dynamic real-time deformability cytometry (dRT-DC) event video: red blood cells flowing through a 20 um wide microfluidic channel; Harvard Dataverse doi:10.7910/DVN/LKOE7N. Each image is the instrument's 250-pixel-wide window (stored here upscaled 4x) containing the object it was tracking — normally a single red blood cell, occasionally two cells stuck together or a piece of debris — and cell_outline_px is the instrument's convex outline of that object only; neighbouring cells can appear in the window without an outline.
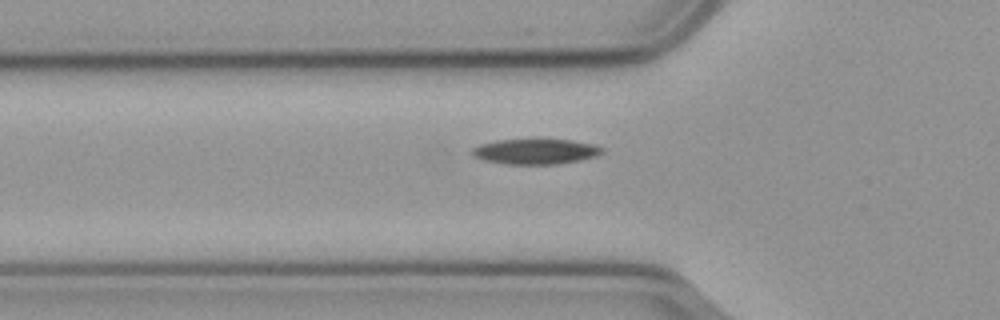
{"species": "common noctule bat (a hibernating species)", "species_latin": "Nyctalus noctula", "temperature_condition": "cold", "stored_images_in_passage": 38, "camera_frame_rate_fps": 3000, "um_per_image_px": 0.085, "animal": {"sex": "male", "body_mass_g": 23.1, "forearm_length_mm": 52.7}, "frame": {"image": 1, "passage_image": 4, "time_ms": 1.0, "image_size_px": [1000, 320], "cell_outline_px": [[604, 152], [596, 156], [580, 160], [556, 164], [504, 164], [484, 160], [472, 156], [472, 148], [480, 144], [496, 140], [536, 136], [572, 140], [596, 144], [604, 148]], "centroid_in_image_um": [45.53, 12.82], "position_along_channel_um": 80.3, "area_um2": 20.29}}
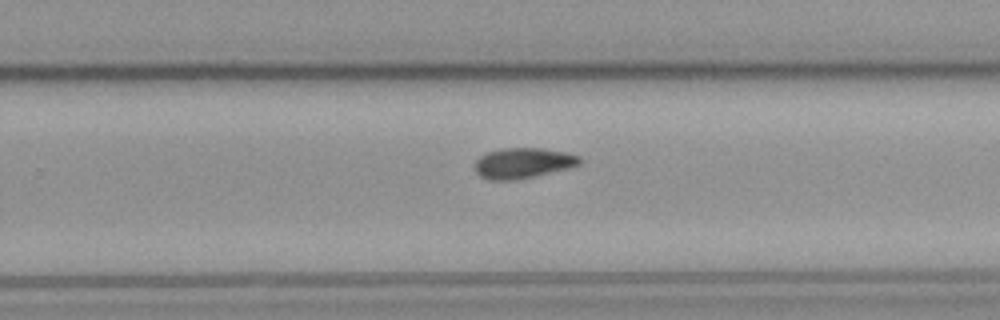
{"frame": {"image": 2, "passage_image": 21, "time_ms": 6.667, "image_size_px": [1000, 320], "cell_outline_px": [[580, 164], [568, 168], [536, 176], [516, 180], [488, 180], [480, 176], [476, 172], [476, 160], [480, 156], [488, 152], [500, 148], [540, 148], [564, 152], [580, 156]], "centroid_in_image_um": [44.44, 13.86], "position_along_channel_um": 285.4, "area_um2": 18.55}}
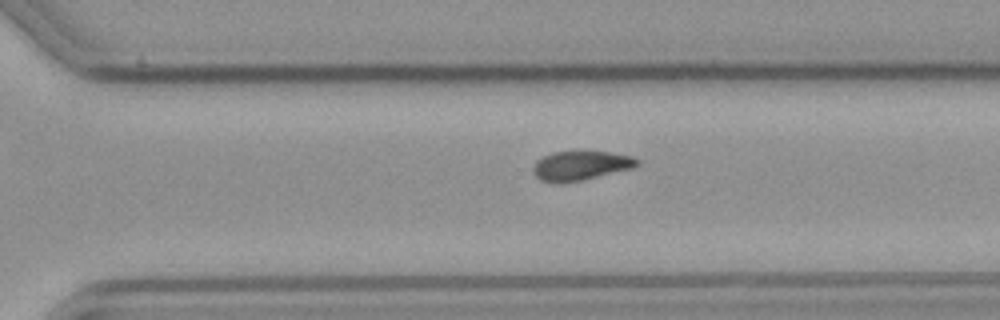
{"frame": {"image": 3, "passage_image": 24, "time_ms": 7.667, "image_size_px": [1000, 320], "cell_outline_px": [[640, 164], [632, 168], [580, 180], [560, 184], [556, 184], [540, 180], [532, 172], [532, 168], [536, 160], [552, 152], [608, 152], [632, 156], [640, 160]], "centroid_in_image_um": [49.32, 14.09], "position_along_channel_um": 321.3, "area_um2": 17.69}, "authors_computed_cell_mechanics": {"area_um2": 18.5538, "velocity_mm_per_s": 3.6041, "shape_relaxation_time_tau1_ms": 4.9808, "shape_relaxation_time_tau2_ms": null, "deformation_change_tau1": 0.1286, "deformation_change_tau2": null}}